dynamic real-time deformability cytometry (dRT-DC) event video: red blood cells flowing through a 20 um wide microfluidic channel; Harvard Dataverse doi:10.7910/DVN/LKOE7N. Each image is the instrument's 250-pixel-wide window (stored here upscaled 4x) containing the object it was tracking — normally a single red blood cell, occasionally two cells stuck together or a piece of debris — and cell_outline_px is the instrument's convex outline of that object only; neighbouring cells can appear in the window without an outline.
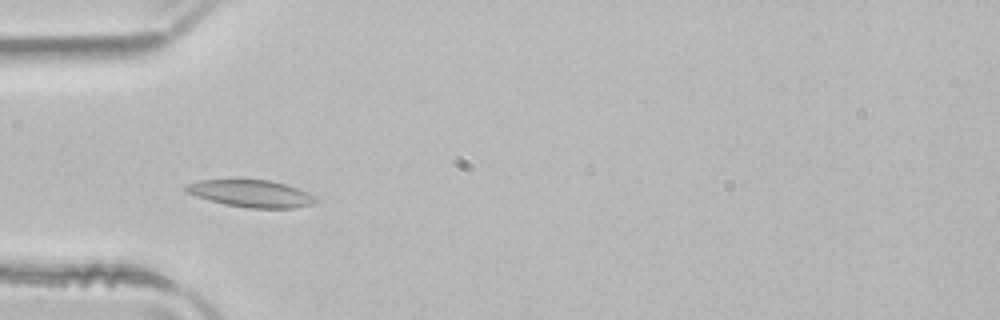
{"species": "common noctule bat (a hibernating species)", "species_latin": "Nyctalus noctula", "temperature_condition": "room temperature", "stored_images_in_passage": 38, "camera_frame_rate_fps": 3000, "um_per_image_px": 0.085, "animal": {"sex": "male", "body_mass_g": 21.5, "forearm_length_mm": 52.0}, "frame": {"image": 1, "passage_image": 11, "time_ms": 3.333, "image_size_px": [1000, 320], "cell_outline_px": [[320, 200], [316, 204], [296, 208], [248, 208], [228, 204], [196, 196], [184, 192], [184, 184], [200, 180], [268, 180], [284, 184], [308, 192]], "centroid_in_image_um": [21.38, 16.46], "position_along_channel_um": 63.6, "area_um2": 20.46}}
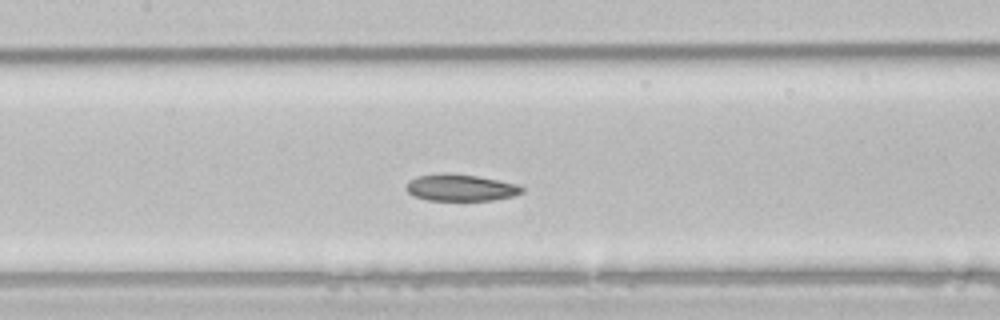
{"frame": {"image": 2, "passage_image": 19, "time_ms": 6.0, "image_size_px": [1000, 320], "cell_outline_px": [[524, 192], [512, 196], [492, 200], [428, 200], [412, 196], [404, 188], [408, 180], [416, 176], [440, 172], [452, 172], [476, 176], [516, 184], [524, 188]], "centroid_in_image_um": [39.07, 15.93], "position_along_channel_um": 168.3, "area_um2": 18.26}}
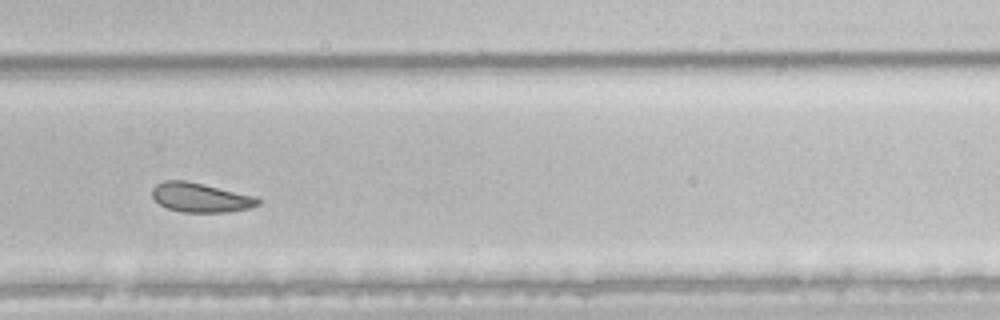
{"frame": {"image": 3, "passage_image": 30, "time_ms": 9.667, "image_size_px": [1000, 320], "cell_outline_px": [[260, 204], [248, 208], [228, 212], [184, 212], [168, 208], [160, 204], [152, 196], [152, 188], [156, 184], [164, 180], [184, 180], [256, 196], [260, 200]], "centroid_in_image_um": [17.04, 16.79], "position_along_channel_um": 312.8, "area_um2": 17.92}, "authors_computed_cell_mechanics": {"area_um2": 19.074, "velocity_mm_per_s": 3.9554, "shape_relaxation_time_tau1_ms": 4.5161, "shape_relaxation_time_tau2_ms": 5.7928, "deformation_change_tau1": 0.1067, "deformation_change_tau2": 0.1167}}